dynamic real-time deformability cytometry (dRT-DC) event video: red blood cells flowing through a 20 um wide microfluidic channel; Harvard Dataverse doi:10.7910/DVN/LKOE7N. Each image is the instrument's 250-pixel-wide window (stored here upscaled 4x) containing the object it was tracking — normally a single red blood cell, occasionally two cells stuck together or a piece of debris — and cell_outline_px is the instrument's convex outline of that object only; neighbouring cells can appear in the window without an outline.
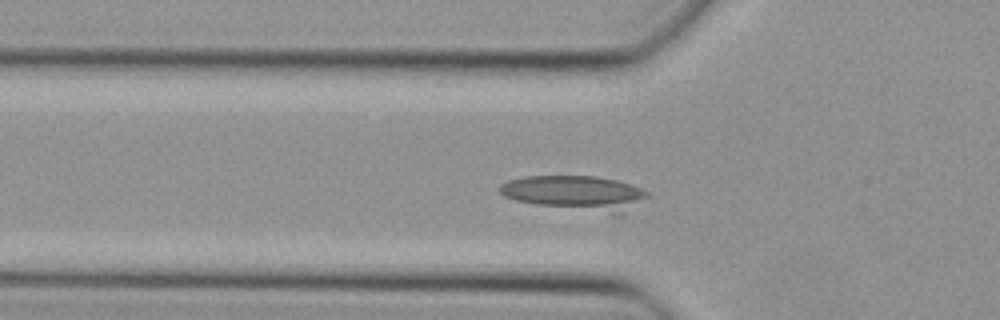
{"species": "Egyptian fruit bat (a non-hibernating species)", "species_latin": "Rousettus aegyptiacus", "temperature_condition": "cold", "stored_images_in_passage": 31, "camera_frame_rate_fps": 3000, "um_per_image_px": 0.085, "animal": {"sex": "female"}, "frame": {"image": 1, "passage_image": 6, "time_ms": 1.667, "image_size_px": [1000, 320], "cell_outline_px": [[652, 196], [624, 216], [612, 216], [536, 204], [516, 200], [504, 196], [500, 192], [500, 184], [508, 180], [524, 176], [596, 176], [616, 180], [632, 184], [648, 192]], "centroid_in_image_um": [49.05, 16.45], "position_along_channel_um": 76.7, "area_um2": 30.92}}
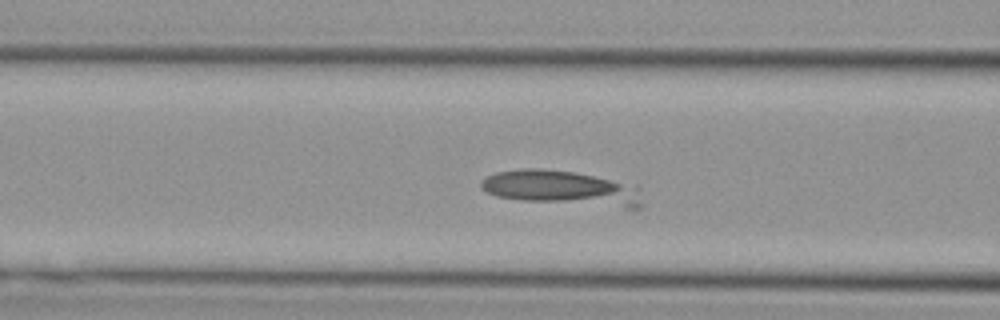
{"frame": {"image": 2, "passage_image": 9, "time_ms": 2.667, "image_size_px": [1000, 320], "cell_outline_px": [[640, 208], [624, 208], [520, 200], [496, 196], [480, 188], [480, 180], [484, 176], [496, 172], [520, 168], [540, 168], [576, 172], [636, 184], [640, 188]], "centroid_in_image_um": [47.74, 15.97], "position_along_channel_um": 118.9, "area_um2": 33.12}}
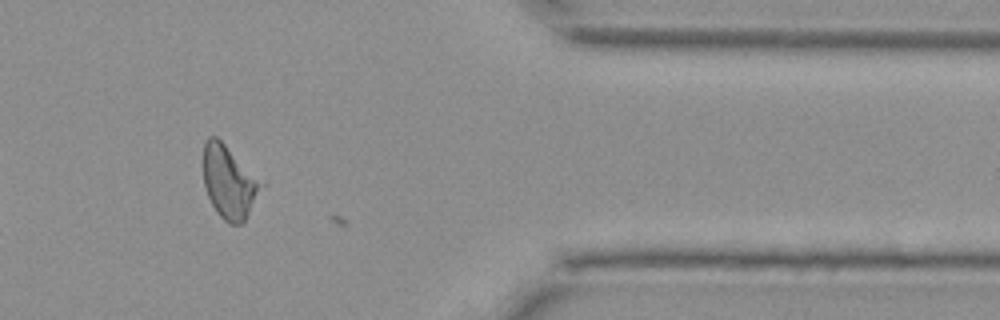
{"frame": {"image": 3, "passage_image": 30, "time_ms": 9.667, "image_size_px": [1000, 320], "cell_outline_px": [[268, 184], [244, 220], [240, 224], [228, 224], [216, 212], [208, 196], [204, 184], [204, 140], [208, 136], [216, 136]], "centroid_in_image_um": [19.54, 15.47], "position_along_channel_um": 391.9, "area_um2": 25.09}}